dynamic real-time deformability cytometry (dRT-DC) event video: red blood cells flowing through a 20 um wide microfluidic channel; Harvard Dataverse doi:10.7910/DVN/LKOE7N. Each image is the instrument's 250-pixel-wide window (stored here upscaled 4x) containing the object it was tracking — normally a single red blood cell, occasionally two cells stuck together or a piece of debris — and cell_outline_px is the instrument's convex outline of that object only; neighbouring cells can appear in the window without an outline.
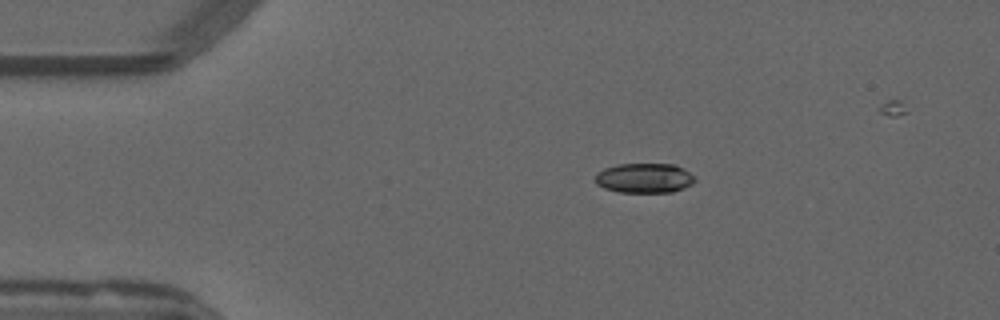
{"species": "common noctule bat (a hibernating species)", "species_latin": "Nyctalus noctula", "temperature_condition": "warm", "stored_images_in_passage": 39, "camera_frame_rate_fps": 3000, "um_per_image_px": 0.085, "animal": {"sex": "male", "forearm_length_mm": 52.5}, "frame": {"image": 1, "passage_image": 1, "time_ms": 0.0, "image_size_px": [1000, 320], "cell_outline_px": [[696, 180], [692, 184], [684, 188], [672, 192], [620, 192], [604, 188], [596, 184], [596, 172], [604, 168], [616, 164], [676, 164], [684, 168], [696, 176]], "centroid_in_image_um": [54.8, 15.12], "position_along_channel_um": 30.2, "area_um2": 17.51}}
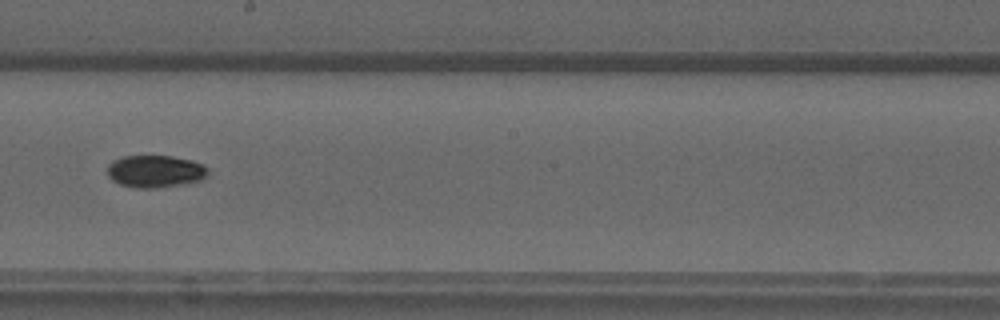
{"frame": {"image": 2, "passage_image": 21, "time_ms": 6.667, "image_size_px": [1000, 320], "cell_outline_px": [[208, 176], [200, 180], [184, 184], [160, 188], [136, 188], [120, 184], [112, 180], [108, 176], [108, 164], [112, 160], [124, 156], [172, 156], [192, 160], [204, 164], [208, 168]], "centroid_in_image_um": [13.22, 14.56], "position_along_channel_um": 235.0, "area_um2": 19.19}}
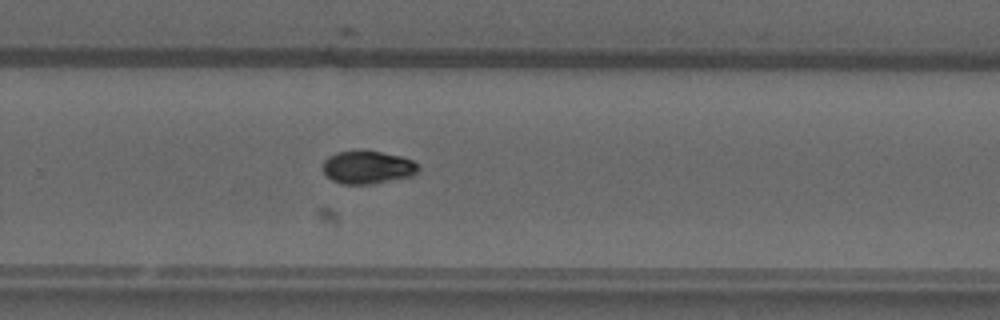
{"frame": {"image": 3, "passage_image": 26, "time_ms": 8.333, "image_size_px": [1000, 320], "cell_outline_px": [[420, 168], [412, 176], [372, 184], [340, 184], [332, 180], [324, 172], [324, 160], [328, 156], [336, 152], [360, 148], [400, 156], [412, 160]], "centroid_in_image_um": [31.22, 14.19], "position_along_channel_um": 298.6, "area_um2": 18.61}}